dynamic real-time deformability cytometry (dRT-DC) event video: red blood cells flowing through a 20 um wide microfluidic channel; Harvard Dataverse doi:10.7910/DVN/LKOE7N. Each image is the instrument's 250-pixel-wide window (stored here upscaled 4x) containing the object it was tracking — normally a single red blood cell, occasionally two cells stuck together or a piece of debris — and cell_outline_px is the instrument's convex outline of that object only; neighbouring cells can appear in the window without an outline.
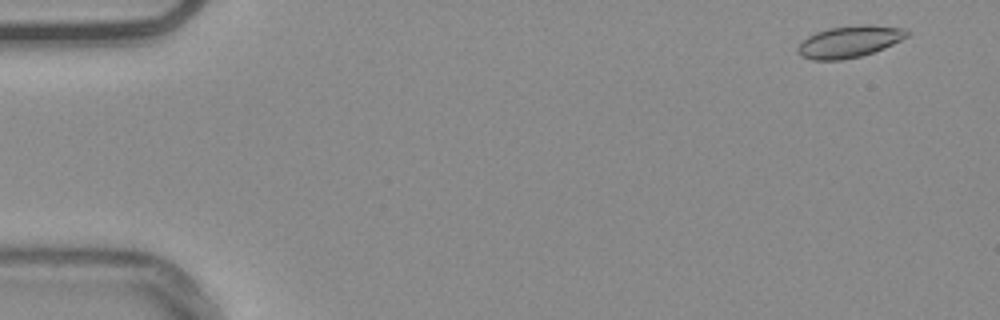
{"species": "common noctule bat (a hibernating species)", "species_latin": "Nyctalus noctula", "temperature_condition": "warm", "stored_images_in_passage": 54, "camera_frame_rate_fps": 3000, "um_per_image_px": 0.085, "animal": {"sex": "male", "body_mass_g": 20.4}, "frame": {"image": 1, "passage_image": 3, "time_ms": 0.667, "image_size_px": [1000, 320], "cell_outline_px": [[908, 36], [884, 48], [860, 56], [840, 60], [812, 60], [800, 56], [796, 48], [808, 36], [816, 32], [828, 28], [860, 24], [868, 24], [904, 28], [908, 32]], "centroid_in_image_um": [72.18, 3.53], "position_along_channel_um": 12.8, "area_um2": 20.11}}
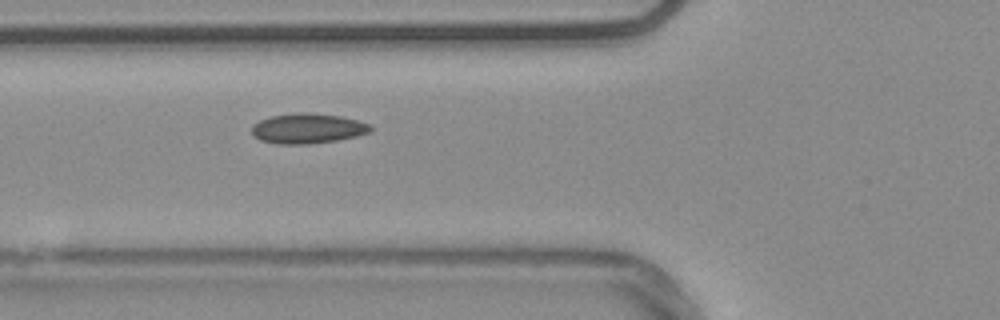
{"frame": {"image": 2, "passage_image": 20, "time_ms": 6.333, "image_size_px": [1000, 320], "cell_outline_px": [[372, 132], [356, 136], [336, 140], [308, 144], [276, 144], [260, 140], [252, 136], [252, 124], [260, 120], [272, 116], [300, 112], [304, 112], [340, 116], [372, 124]], "centroid_in_image_um": [26.14, 10.92], "position_along_channel_um": 99.7, "area_um2": 20.87}}
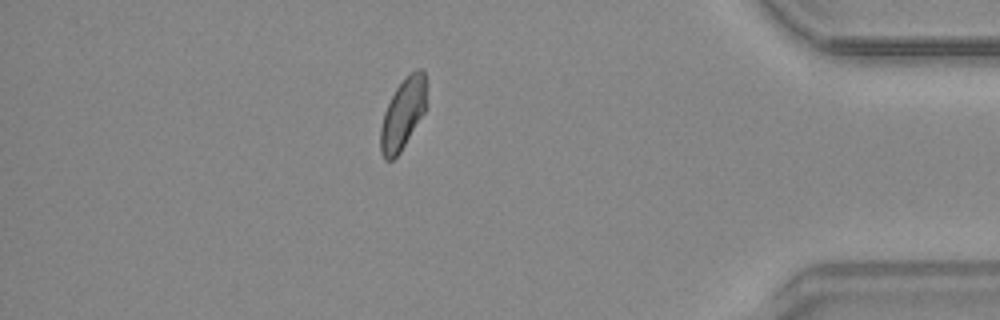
{"frame": {"image": 3, "passage_image": 47, "time_ms": 15.333, "image_size_px": [1000, 320], "cell_outline_px": [[424, 112], [400, 152], [392, 160], [384, 160], [380, 152], [380, 128], [384, 112], [396, 88], [416, 68], [424, 68]], "centroid_in_image_um": [34.2, 9.73], "position_along_channel_um": 401.0, "area_um2": 18.32}, "authors_computed_cell_mechanics": {"area_um2": 19.5364, "velocity_mm_per_s": 3.7524, "shape_relaxation_time_tau1_ms": null, "shape_relaxation_time_tau2_ms": 3.1771, "deformation_change_tau1": null, "deformation_change_tau2": 0.0769}}